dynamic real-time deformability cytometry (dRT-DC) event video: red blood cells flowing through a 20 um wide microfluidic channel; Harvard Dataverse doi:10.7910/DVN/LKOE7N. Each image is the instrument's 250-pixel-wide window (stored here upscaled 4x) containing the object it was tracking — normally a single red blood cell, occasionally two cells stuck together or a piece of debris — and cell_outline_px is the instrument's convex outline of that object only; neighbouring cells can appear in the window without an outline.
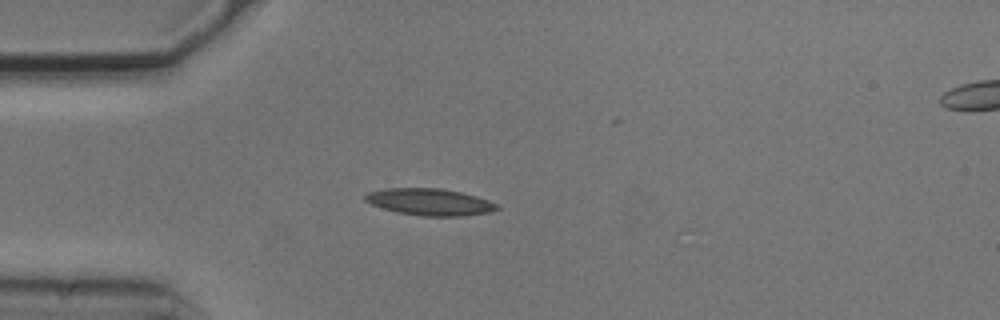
{"species": "common noctule bat (a hibernating species)", "species_latin": "Nyctalus noctula", "temperature_condition": "cold", "stored_images_in_passage": 2, "camera_frame_rate_fps": 3000, "um_per_image_px": 0.085, "animal": {"sex": "male", "body_mass_g": 20.5, "forearm_length_mm": 52.5}, "frame": {"image": 1, "passage_image": 1, "time_ms": 0.0, "image_size_px": [1000, 320], "cell_outline_px": [[500, 208], [492, 212], [464, 216], [424, 216], [396, 212], [372, 204], [364, 200], [364, 196], [368, 192], [384, 188], [440, 188], [460, 192], [476, 196], [500, 204]], "centroid_in_image_um": [36.57, 17.17], "position_along_channel_um": 48.4, "area_um2": 20.69}}